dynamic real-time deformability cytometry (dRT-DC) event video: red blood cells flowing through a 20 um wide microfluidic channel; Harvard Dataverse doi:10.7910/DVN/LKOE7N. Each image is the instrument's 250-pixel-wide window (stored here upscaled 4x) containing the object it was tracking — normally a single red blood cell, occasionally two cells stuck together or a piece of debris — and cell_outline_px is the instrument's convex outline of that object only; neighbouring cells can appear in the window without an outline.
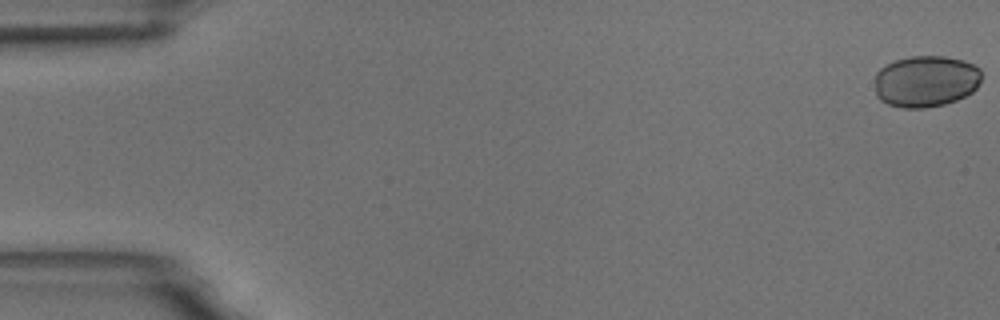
{"species": "common noctule bat (a hibernating species)", "species_latin": "Nyctalus noctula", "temperature_condition": "room temperature", "stored_images_in_passage": 9, "camera_frame_rate_fps": 3000, "um_per_image_px": 0.085, "animal": {"sex": "male", "body_mass_g": 18.8}, "frame": {"image": 1, "passage_image": 1, "time_ms": 0.0, "image_size_px": [1000, 320], "cell_outline_px": [[980, 80], [976, 88], [972, 92], [956, 100], [944, 104], [924, 108], [900, 108], [888, 104], [880, 100], [876, 96], [876, 72], [880, 68], [896, 60], [912, 56], [944, 56], [964, 60], [980, 68]], "centroid_in_image_um": [78.68, 6.91], "position_along_channel_um": 6.3, "area_um2": 32.08}}